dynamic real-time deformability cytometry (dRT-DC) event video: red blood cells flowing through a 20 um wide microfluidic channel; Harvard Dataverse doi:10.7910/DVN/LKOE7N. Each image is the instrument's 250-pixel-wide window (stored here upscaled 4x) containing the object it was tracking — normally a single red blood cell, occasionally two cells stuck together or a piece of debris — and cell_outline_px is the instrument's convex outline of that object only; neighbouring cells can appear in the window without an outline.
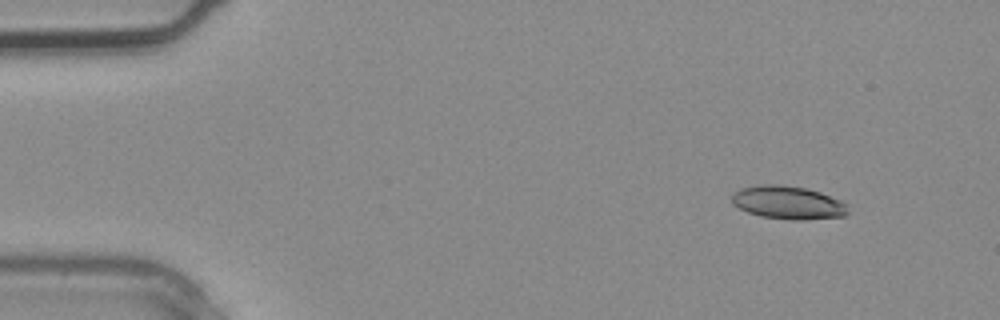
{"species": "common noctule bat (a hibernating species)", "species_latin": "Nyctalus noctula", "temperature_condition": "warm", "stored_images_in_passage": 3, "camera_frame_rate_fps": 3000, "um_per_image_px": 0.085, "animal": {"sex": "male", "body_mass_g": 20.4}, "frame": {"image": 1, "passage_image": 1, "time_ms": 0.0, "image_size_px": [1000, 320], "cell_outline_px": [[848, 212], [844, 216], [804, 220], [792, 220], [760, 216], [748, 212], [732, 204], [732, 196], [740, 188], [760, 184], [780, 184], [808, 188], [820, 192], [840, 200], [848, 204]], "centroid_in_image_um": [67.0, 17.21], "position_along_channel_um": 18.0, "area_um2": 22.6}}